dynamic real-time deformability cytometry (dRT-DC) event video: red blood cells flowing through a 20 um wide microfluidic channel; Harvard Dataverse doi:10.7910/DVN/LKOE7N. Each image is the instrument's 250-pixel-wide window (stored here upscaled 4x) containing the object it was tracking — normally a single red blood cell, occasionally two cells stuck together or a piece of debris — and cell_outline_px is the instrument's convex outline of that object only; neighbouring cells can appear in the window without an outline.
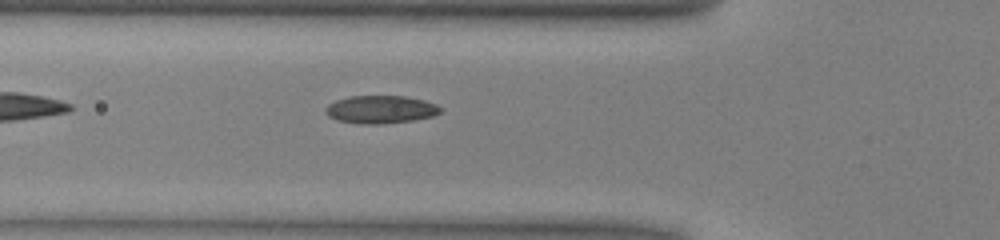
{"species": "common noctule bat (a hibernating species)", "species_latin": "Nyctalus noctula", "temperature_condition": "warm", "stored_images_in_passage": 7, "camera_frame_rate_fps": 3000, "um_per_image_px": 0.085, "animal": {"sex": "male", "body_mass_g": 13.0, "forearm_length_mm": 53.1}, "frame": {"image": 1, "passage_image": 3, "time_ms": 0.667, "image_size_px": [1000, 240], "cell_outline_px": [[440, 112], [432, 116], [412, 120], [380, 124], [364, 124], [336, 120], [328, 116], [324, 112], [324, 108], [328, 104], [336, 100], [348, 96], [404, 96], [424, 100], [436, 104], [440, 108]], "centroid_in_image_um": [32.3, 9.3], "position_along_channel_um": 93.5, "area_um2": 18.61}}